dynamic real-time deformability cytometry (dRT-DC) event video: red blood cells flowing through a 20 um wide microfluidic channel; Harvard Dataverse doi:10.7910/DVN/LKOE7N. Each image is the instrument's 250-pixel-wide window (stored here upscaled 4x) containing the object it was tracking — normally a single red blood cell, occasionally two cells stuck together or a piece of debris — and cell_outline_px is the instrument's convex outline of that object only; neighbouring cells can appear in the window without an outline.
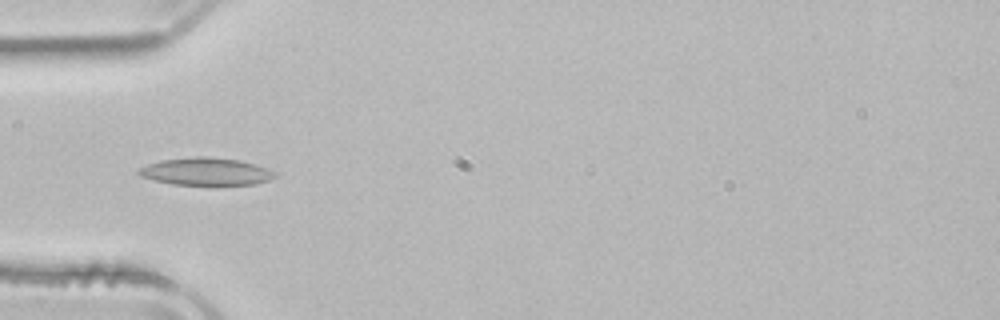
{"species": "common noctule bat (a hibernating species)", "species_latin": "Nyctalus noctula", "temperature_condition": "room temperature", "stored_images_in_passage": 7, "camera_frame_rate_fps": 3000, "um_per_image_px": 0.085, "animal": {"sex": "male", "body_mass_g": 21.5, "forearm_length_mm": 52.0}, "frame": {"image": 1, "passage_image": 3, "time_ms": 0.667, "image_size_px": [1000, 320], "cell_outline_px": [[276, 176], [268, 180], [252, 184], [172, 184], [140, 176], [136, 172], [136, 168], [160, 160], [196, 156], [208, 156], [240, 160], [264, 168], [272, 172]], "centroid_in_image_um": [17.4, 14.56], "position_along_channel_um": 67.6, "area_um2": 21.44}}